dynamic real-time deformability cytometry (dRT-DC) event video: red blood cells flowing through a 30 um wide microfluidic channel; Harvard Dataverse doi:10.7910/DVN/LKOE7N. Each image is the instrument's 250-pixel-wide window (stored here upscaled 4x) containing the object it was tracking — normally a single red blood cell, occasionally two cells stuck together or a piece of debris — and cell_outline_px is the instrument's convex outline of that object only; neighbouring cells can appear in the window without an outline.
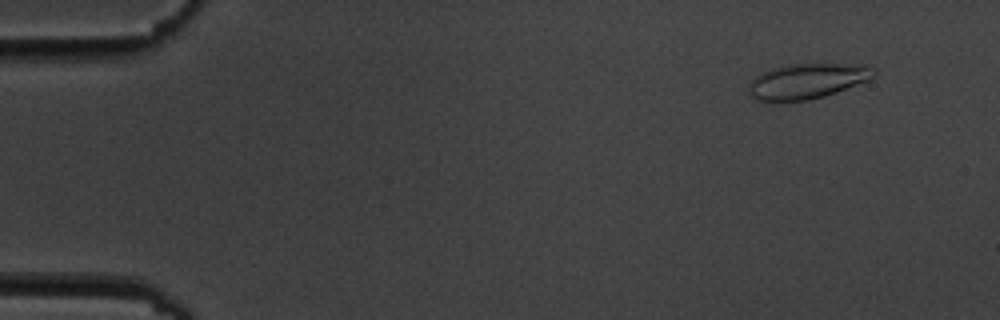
{"species": "common noctule bat (a hibernating species)", "species_latin": "Nyctalus noctula", "temperature_condition": "cold", "stored_images_in_passage": 6, "camera_frame_rate_fps": 3000, "um_per_image_px": 0.085, "animal": {"sex": "male", "body_mass_g": 19.5, "forearm_length_mm": 54.6}, "frame": {"image": 1, "passage_image": 2, "time_ms": 1.333, "image_size_px": [1000, 320], "cell_outline_px": [[876, 72], [868, 80], [836, 92], [824, 96], [808, 100], [756, 100], [748, 92], [748, 88], [752, 80], [760, 72], [784, 64], [864, 64]], "centroid_in_image_um": [68.58, 6.87], "position_along_channel_um": 16.4, "area_um2": 25.37}}
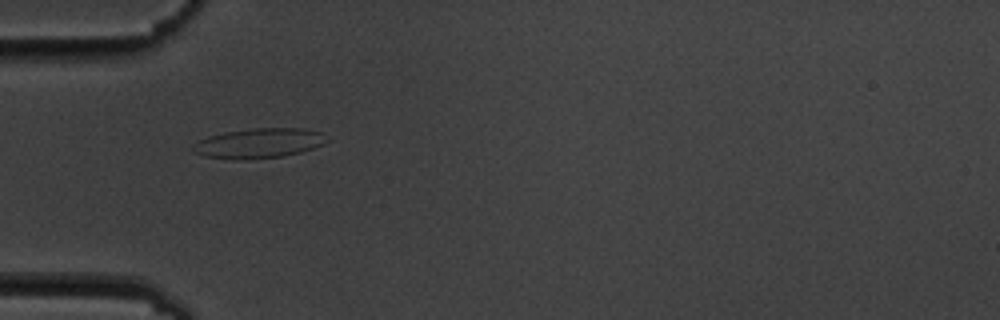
{"frame": {"image": 2, "passage_image": 5, "time_ms": 5.667, "image_size_px": [1000, 320], "cell_outline_px": [[332, 140], [324, 144], [300, 152], [284, 156], [244, 160], [232, 160], [204, 156], [192, 152], [188, 148], [200, 140], [224, 132], [252, 128], [300, 128], [320, 132]], "centroid_in_image_um": [22.0, 12.18], "position_along_channel_um": 63.0, "area_um2": 23.52}}